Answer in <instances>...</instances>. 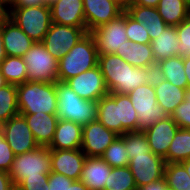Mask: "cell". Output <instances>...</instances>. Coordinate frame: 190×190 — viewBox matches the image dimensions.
<instances>
[{
  "label": "cell",
  "instance_id": "1",
  "mask_svg": "<svg viewBox=\"0 0 190 190\" xmlns=\"http://www.w3.org/2000/svg\"><path fill=\"white\" fill-rule=\"evenodd\" d=\"M98 66L109 93L129 94L155 75V67H134L114 53L98 55Z\"/></svg>",
  "mask_w": 190,
  "mask_h": 190
},
{
  "label": "cell",
  "instance_id": "2",
  "mask_svg": "<svg viewBox=\"0 0 190 190\" xmlns=\"http://www.w3.org/2000/svg\"><path fill=\"white\" fill-rule=\"evenodd\" d=\"M118 135L137 131V112L127 94L109 93L97 101V118Z\"/></svg>",
  "mask_w": 190,
  "mask_h": 190
},
{
  "label": "cell",
  "instance_id": "3",
  "mask_svg": "<svg viewBox=\"0 0 190 190\" xmlns=\"http://www.w3.org/2000/svg\"><path fill=\"white\" fill-rule=\"evenodd\" d=\"M17 103L19 114H56V82L27 81L17 85Z\"/></svg>",
  "mask_w": 190,
  "mask_h": 190
},
{
  "label": "cell",
  "instance_id": "4",
  "mask_svg": "<svg viewBox=\"0 0 190 190\" xmlns=\"http://www.w3.org/2000/svg\"><path fill=\"white\" fill-rule=\"evenodd\" d=\"M57 116L82 127L97 118V102L79 97L66 82L56 81Z\"/></svg>",
  "mask_w": 190,
  "mask_h": 190
},
{
  "label": "cell",
  "instance_id": "5",
  "mask_svg": "<svg viewBox=\"0 0 190 190\" xmlns=\"http://www.w3.org/2000/svg\"><path fill=\"white\" fill-rule=\"evenodd\" d=\"M98 65V51L94 37L87 33L58 61V81L65 82Z\"/></svg>",
  "mask_w": 190,
  "mask_h": 190
},
{
  "label": "cell",
  "instance_id": "6",
  "mask_svg": "<svg viewBox=\"0 0 190 190\" xmlns=\"http://www.w3.org/2000/svg\"><path fill=\"white\" fill-rule=\"evenodd\" d=\"M8 18L34 42H42L52 24L50 5L9 7Z\"/></svg>",
  "mask_w": 190,
  "mask_h": 190
},
{
  "label": "cell",
  "instance_id": "7",
  "mask_svg": "<svg viewBox=\"0 0 190 190\" xmlns=\"http://www.w3.org/2000/svg\"><path fill=\"white\" fill-rule=\"evenodd\" d=\"M127 95L130 97L132 106L137 112V131H144L152 124L169 116L157 103L153 80L133 89Z\"/></svg>",
  "mask_w": 190,
  "mask_h": 190
},
{
  "label": "cell",
  "instance_id": "8",
  "mask_svg": "<svg viewBox=\"0 0 190 190\" xmlns=\"http://www.w3.org/2000/svg\"><path fill=\"white\" fill-rule=\"evenodd\" d=\"M51 172V150L47 146L14 157L8 172L13 184L19 185L27 177H41Z\"/></svg>",
  "mask_w": 190,
  "mask_h": 190
},
{
  "label": "cell",
  "instance_id": "9",
  "mask_svg": "<svg viewBox=\"0 0 190 190\" xmlns=\"http://www.w3.org/2000/svg\"><path fill=\"white\" fill-rule=\"evenodd\" d=\"M23 60L27 66L28 81H58V60L47 51L42 42H35L23 55Z\"/></svg>",
  "mask_w": 190,
  "mask_h": 190
},
{
  "label": "cell",
  "instance_id": "10",
  "mask_svg": "<svg viewBox=\"0 0 190 190\" xmlns=\"http://www.w3.org/2000/svg\"><path fill=\"white\" fill-rule=\"evenodd\" d=\"M94 37L98 55L115 53L122 49L130 40L126 35L125 11L112 19L107 24H103L90 32Z\"/></svg>",
  "mask_w": 190,
  "mask_h": 190
},
{
  "label": "cell",
  "instance_id": "11",
  "mask_svg": "<svg viewBox=\"0 0 190 190\" xmlns=\"http://www.w3.org/2000/svg\"><path fill=\"white\" fill-rule=\"evenodd\" d=\"M87 33L86 28L52 23L42 43L47 51L59 61Z\"/></svg>",
  "mask_w": 190,
  "mask_h": 190
},
{
  "label": "cell",
  "instance_id": "12",
  "mask_svg": "<svg viewBox=\"0 0 190 190\" xmlns=\"http://www.w3.org/2000/svg\"><path fill=\"white\" fill-rule=\"evenodd\" d=\"M1 131L15 156L31 152L39 147L25 117L21 114L2 123Z\"/></svg>",
  "mask_w": 190,
  "mask_h": 190
},
{
  "label": "cell",
  "instance_id": "13",
  "mask_svg": "<svg viewBox=\"0 0 190 190\" xmlns=\"http://www.w3.org/2000/svg\"><path fill=\"white\" fill-rule=\"evenodd\" d=\"M65 82L79 97L86 100L97 102L101 97L109 94L98 65Z\"/></svg>",
  "mask_w": 190,
  "mask_h": 190
},
{
  "label": "cell",
  "instance_id": "14",
  "mask_svg": "<svg viewBox=\"0 0 190 190\" xmlns=\"http://www.w3.org/2000/svg\"><path fill=\"white\" fill-rule=\"evenodd\" d=\"M116 137L118 134L96 119L83 126L81 150L86 157H101Z\"/></svg>",
  "mask_w": 190,
  "mask_h": 190
},
{
  "label": "cell",
  "instance_id": "15",
  "mask_svg": "<svg viewBox=\"0 0 190 190\" xmlns=\"http://www.w3.org/2000/svg\"><path fill=\"white\" fill-rule=\"evenodd\" d=\"M165 165V159L151 151L145 155L134 156L128 166L138 188L164 178Z\"/></svg>",
  "mask_w": 190,
  "mask_h": 190
},
{
  "label": "cell",
  "instance_id": "16",
  "mask_svg": "<svg viewBox=\"0 0 190 190\" xmlns=\"http://www.w3.org/2000/svg\"><path fill=\"white\" fill-rule=\"evenodd\" d=\"M87 32L107 24L121 15L125 9L114 0H83Z\"/></svg>",
  "mask_w": 190,
  "mask_h": 190
},
{
  "label": "cell",
  "instance_id": "17",
  "mask_svg": "<svg viewBox=\"0 0 190 190\" xmlns=\"http://www.w3.org/2000/svg\"><path fill=\"white\" fill-rule=\"evenodd\" d=\"M86 155L79 149L51 150V172L80 180Z\"/></svg>",
  "mask_w": 190,
  "mask_h": 190
},
{
  "label": "cell",
  "instance_id": "18",
  "mask_svg": "<svg viewBox=\"0 0 190 190\" xmlns=\"http://www.w3.org/2000/svg\"><path fill=\"white\" fill-rule=\"evenodd\" d=\"M179 127L171 116L152 124L144 130L151 151L163 159L167 156L169 146Z\"/></svg>",
  "mask_w": 190,
  "mask_h": 190
},
{
  "label": "cell",
  "instance_id": "19",
  "mask_svg": "<svg viewBox=\"0 0 190 190\" xmlns=\"http://www.w3.org/2000/svg\"><path fill=\"white\" fill-rule=\"evenodd\" d=\"M50 8L52 23L86 28L83 0H56Z\"/></svg>",
  "mask_w": 190,
  "mask_h": 190
},
{
  "label": "cell",
  "instance_id": "20",
  "mask_svg": "<svg viewBox=\"0 0 190 190\" xmlns=\"http://www.w3.org/2000/svg\"><path fill=\"white\" fill-rule=\"evenodd\" d=\"M2 36L6 56L23 57L35 43L8 17L2 23Z\"/></svg>",
  "mask_w": 190,
  "mask_h": 190
},
{
  "label": "cell",
  "instance_id": "21",
  "mask_svg": "<svg viewBox=\"0 0 190 190\" xmlns=\"http://www.w3.org/2000/svg\"><path fill=\"white\" fill-rule=\"evenodd\" d=\"M25 117L31 132L39 146H49L53 141L56 125L58 122L57 114H47L38 112L35 114H21Z\"/></svg>",
  "mask_w": 190,
  "mask_h": 190
},
{
  "label": "cell",
  "instance_id": "22",
  "mask_svg": "<svg viewBox=\"0 0 190 190\" xmlns=\"http://www.w3.org/2000/svg\"><path fill=\"white\" fill-rule=\"evenodd\" d=\"M83 127L73 121L58 119L50 150L79 149L82 143Z\"/></svg>",
  "mask_w": 190,
  "mask_h": 190
},
{
  "label": "cell",
  "instance_id": "23",
  "mask_svg": "<svg viewBox=\"0 0 190 190\" xmlns=\"http://www.w3.org/2000/svg\"><path fill=\"white\" fill-rule=\"evenodd\" d=\"M111 169L101 157H86L80 180L89 190H105Z\"/></svg>",
  "mask_w": 190,
  "mask_h": 190
},
{
  "label": "cell",
  "instance_id": "24",
  "mask_svg": "<svg viewBox=\"0 0 190 190\" xmlns=\"http://www.w3.org/2000/svg\"><path fill=\"white\" fill-rule=\"evenodd\" d=\"M157 103L171 116L177 106L184 101L186 89L179 88L156 75L153 77Z\"/></svg>",
  "mask_w": 190,
  "mask_h": 190
},
{
  "label": "cell",
  "instance_id": "25",
  "mask_svg": "<svg viewBox=\"0 0 190 190\" xmlns=\"http://www.w3.org/2000/svg\"><path fill=\"white\" fill-rule=\"evenodd\" d=\"M125 12L135 21L140 22L149 33L151 41L157 37L168 25L158 13L155 7H143L139 5H128Z\"/></svg>",
  "mask_w": 190,
  "mask_h": 190
},
{
  "label": "cell",
  "instance_id": "26",
  "mask_svg": "<svg viewBox=\"0 0 190 190\" xmlns=\"http://www.w3.org/2000/svg\"><path fill=\"white\" fill-rule=\"evenodd\" d=\"M179 40L176 27L167 26L151 41L154 59L157 62L178 56Z\"/></svg>",
  "mask_w": 190,
  "mask_h": 190
},
{
  "label": "cell",
  "instance_id": "27",
  "mask_svg": "<svg viewBox=\"0 0 190 190\" xmlns=\"http://www.w3.org/2000/svg\"><path fill=\"white\" fill-rule=\"evenodd\" d=\"M155 75L179 88H188L187 76L184 72V57L174 56L157 62Z\"/></svg>",
  "mask_w": 190,
  "mask_h": 190
},
{
  "label": "cell",
  "instance_id": "28",
  "mask_svg": "<svg viewBox=\"0 0 190 190\" xmlns=\"http://www.w3.org/2000/svg\"><path fill=\"white\" fill-rule=\"evenodd\" d=\"M114 54L134 67H156L157 64L153 56L151 43L138 44L137 42H130V44H126L121 50H116Z\"/></svg>",
  "mask_w": 190,
  "mask_h": 190
},
{
  "label": "cell",
  "instance_id": "29",
  "mask_svg": "<svg viewBox=\"0 0 190 190\" xmlns=\"http://www.w3.org/2000/svg\"><path fill=\"white\" fill-rule=\"evenodd\" d=\"M156 8L168 26H178L190 15V3L186 0H160Z\"/></svg>",
  "mask_w": 190,
  "mask_h": 190
},
{
  "label": "cell",
  "instance_id": "30",
  "mask_svg": "<svg viewBox=\"0 0 190 190\" xmlns=\"http://www.w3.org/2000/svg\"><path fill=\"white\" fill-rule=\"evenodd\" d=\"M164 159L166 163H181L190 159V129H178Z\"/></svg>",
  "mask_w": 190,
  "mask_h": 190
},
{
  "label": "cell",
  "instance_id": "31",
  "mask_svg": "<svg viewBox=\"0 0 190 190\" xmlns=\"http://www.w3.org/2000/svg\"><path fill=\"white\" fill-rule=\"evenodd\" d=\"M27 66L23 57L6 56L0 70L8 84L19 85L28 81Z\"/></svg>",
  "mask_w": 190,
  "mask_h": 190
},
{
  "label": "cell",
  "instance_id": "32",
  "mask_svg": "<svg viewBox=\"0 0 190 190\" xmlns=\"http://www.w3.org/2000/svg\"><path fill=\"white\" fill-rule=\"evenodd\" d=\"M18 114L17 85L7 84L0 88V121L4 123Z\"/></svg>",
  "mask_w": 190,
  "mask_h": 190
},
{
  "label": "cell",
  "instance_id": "33",
  "mask_svg": "<svg viewBox=\"0 0 190 190\" xmlns=\"http://www.w3.org/2000/svg\"><path fill=\"white\" fill-rule=\"evenodd\" d=\"M137 186L129 166L112 168L105 182V190H136Z\"/></svg>",
  "mask_w": 190,
  "mask_h": 190
},
{
  "label": "cell",
  "instance_id": "34",
  "mask_svg": "<svg viewBox=\"0 0 190 190\" xmlns=\"http://www.w3.org/2000/svg\"><path fill=\"white\" fill-rule=\"evenodd\" d=\"M164 178L170 190H190V176L180 163H166Z\"/></svg>",
  "mask_w": 190,
  "mask_h": 190
},
{
  "label": "cell",
  "instance_id": "35",
  "mask_svg": "<svg viewBox=\"0 0 190 190\" xmlns=\"http://www.w3.org/2000/svg\"><path fill=\"white\" fill-rule=\"evenodd\" d=\"M101 158L112 168L125 167L130 163L124 139L118 135Z\"/></svg>",
  "mask_w": 190,
  "mask_h": 190
},
{
  "label": "cell",
  "instance_id": "36",
  "mask_svg": "<svg viewBox=\"0 0 190 190\" xmlns=\"http://www.w3.org/2000/svg\"><path fill=\"white\" fill-rule=\"evenodd\" d=\"M120 136L124 139L129 160L133 159L134 156L145 155L151 152L148 138L144 131L126 132Z\"/></svg>",
  "mask_w": 190,
  "mask_h": 190
},
{
  "label": "cell",
  "instance_id": "37",
  "mask_svg": "<svg viewBox=\"0 0 190 190\" xmlns=\"http://www.w3.org/2000/svg\"><path fill=\"white\" fill-rule=\"evenodd\" d=\"M125 26H126V35L128 40L138 44H150L151 39L149 33L145 27L140 23L132 19L125 12Z\"/></svg>",
  "mask_w": 190,
  "mask_h": 190
},
{
  "label": "cell",
  "instance_id": "38",
  "mask_svg": "<svg viewBox=\"0 0 190 190\" xmlns=\"http://www.w3.org/2000/svg\"><path fill=\"white\" fill-rule=\"evenodd\" d=\"M176 27L178 33V56H190V15Z\"/></svg>",
  "mask_w": 190,
  "mask_h": 190
},
{
  "label": "cell",
  "instance_id": "39",
  "mask_svg": "<svg viewBox=\"0 0 190 190\" xmlns=\"http://www.w3.org/2000/svg\"><path fill=\"white\" fill-rule=\"evenodd\" d=\"M14 153L0 131V171L9 172L14 161Z\"/></svg>",
  "mask_w": 190,
  "mask_h": 190
},
{
  "label": "cell",
  "instance_id": "40",
  "mask_svg": "<svg viewBox=\"0 0 190 190\" xmlns=\"http://www.w3.org/2000/svg\"><path fill=\"white\" fill-rule=\"evenodd\" d=\"M171 118L179 128L190 129V102H181L171 114Z\"/></svg>",
  "mask_w": 190,
  "mask_h": 190
},
{
  "label": "cell",
  "instance_id": "41",
  "mask_svg": "<svg viewBox=\"0 0 190 190\" xmlns=\"http://www.w3.org/2000/svg\"><path fill=\"white\" fill-rule=\"evenodd\" d=\"M49 174H41V177H27L18 186L21 190H47Z\"/></svg>",
  "mask_w": 190,
  "mask_h": 190
},
{
  "label": "cell",
  "instance_id": "42",
  "mask_svg": "<svg viewBox=\"0 0 190 190\" xmlns=\"http://www.w3.org/2000/svg\"><path fill=\"white\" fill-rule=\"evenodd\" d=\"M73 181L63 174L50 172L47 190H68V185H71Z\"/></svg>",
  "mask_w": 190,
  "mask_h": 190
},
{
  "label": "cell",
  "instance_id": "43",
  "mask_svg": "<svg viewBox=\"0 0 190 190\" xmlns=\"http://www.w3.org/2000/svg\"><path fill=\"white\" fill-rule=\"evenodd\" d=\"M46 5L43 0H11L10 7H31Z\"/></svg>",
  "mask_w": 190,
  "mask_h": 190
},
{
  "label": "cell",
  "instance_id": "44",
  "mask_svg": "<svg viewBox=\"0 0 190 190\" xmlns=\"http://www.w3.org/2000/svg\"><path fill=\"white\" fill-rule=\"evenodd\" d=\"M167 184L165 178H162L158 181L145 184L141 187H138L136 190H167Z\"/></svg>",
  "mask_w": 190,
  "mask_h": 190
},
{
  "label": "cell",
  "instance_id": "45",
  "mask_svg": "<svg viewBox=\"0 0 190 190\" xmlns=\"http://www.w3.org/2000/svg\"><path fill=\"white\" fill-rule=\"evenodd\" d=\"M13 186L8 172L0 171V190H9Z\"/></svg>",
  "mask_w": 190,
  "mask_h": 190
},
{
  "label": "cell",
  "instance_id": "46",
  "mask_svg": "<svg viewBox=\"0 0 190 190\" xmlns=\"http://www.w3.org/2000/svg\"><path fill=\"white\" fill-rule=\"evenodd\" d=\"M160 0H131L129 5H139L143 7H157Z\"/></svg>",
  "mask_w": 190,
  "mask_h": 190
},
{
  "label": "cell",
  "instance_id": "47",
  "mask_svg": "<svg viewBox=\"0 0 190 190\" xmlns=\"http://www.w3.org/2000/svg\"><path fill=\"white\" fill-rule=\"evenodd\" d=\"M68 190H89V188L81 180H76L68 185Z\"/></svg>",
  "mask_w": 190,
  "mask_h": 190
},
{
  "label": "cell",
  "instance_id": "48",
  "mask_svg": "<svg viewBox=\"0 0 190 190\" xmlns=\"http://www.w3.org/2000/svg\"><path fill=\"white\" fill-rule=\"evenodd\" d=\"M184 72L187 76L188 88H190V56H184Z\"/></svg>",
  "mask_w": 190,
  "mask_h": 190
},
{
  "label": "cell",
  "instance_id": "49",
  "mask_svg": "<svg viewBox=\"0 0 190 190\" xmlns=\"http://www.w3.org/2000/svg\"><path fill=\"white\" fill-rule=\"evenodd\" d=\"M6 58L4 50L3 36H2V25L0 26V63Z\"/></svg>",
  "mask_w": 190,
  "mask_h": 190
},
{
  "label": "cell",
  "instance_id": "50",
  "mask_svg": "<svg viewBox=\"0 0 190 190\" xmlns=\"http://www.w3.org/2000/svg\"><path fill=\"white\" fill-rule=\"evenodd\" d=\"M7 17L8 13L2 7H0V26Z\"/></svg>",
  "mask_w": 190,
  "mask_h": 190
},
{
  "label": "cell",
  "instance_id": "51",
  "mask_svg": "<svg viewBox=\"0 0 190 190\" xmlns=\"http://www.w3.org/2000/svg\"><path fill=\"white\" fill-rule=\"evenodd\" d=\"M11 0H0V7H2L8 13V7H10Z\"/></svg>",
  "mask_w": 190,
  "mask_h": 190
},
{
  "label": "cell",
  "instance_id": "52",
  "mask_svg": "<svg viewBox=\"0 0 190 190\" xmlns=\"http://www.w3.org/2000/svg\"><path fill=\"white\" fill-rule=\"evenodd\" d=\"M180 164L186 169L187 173L190 176V159L182 161Z\"/></svg>",
  "mask_w": 190,
  "mask_h": 190
},
{
  "label": "cell",
  "instance_id": "53",
  "mask_svg": "<svg viewBox=\"0 0 190 190\" xmlns=\"http://www.w3.org/2000/svg\"><path fill=\"white\" fill-rule=\"evenodd\" d=\"M119 3L124 9L130 4L131 0H114Z\"/></svg>",
  "mask_w": 190,
  "mask_h": 190
},
{
  "label": "cell",
  "instance_id": "54",
  "mask_svg": "<svg viewBox=\"0 0 190 190\" xmlns=\"http://www.w3.org/2000/svg\"><path fill=\"white\" fill-rule=\"evenodd\" d=\"M7 81L4 78V75L2 74L1 70H0V88L4 87L5 85H7Z\"/></svg>",
  "mask_w": 190,
  "mask_h": 190
},
{
  "label": "cell",
  "instance_id": "55",
  "mask_svg": "<svg viewBox=\"0 0 190 190\" xmlns=\"http://www.w3.org/2000/svg\"><path fill=\"white\" fill-rule=\"evenodd\" d=\"M184 100L190 102V88L186 89Z\"/></svg>",
  "mask_w": 190,
  "mask_h": 190
},
{
  "label": "cell",
  "instance_id": "56",
  "mask_svg": "<svg viewBox=\"0 0 190 190\" xmlns=\"http://www.w3.org/2000/svg\"><path fill=\"white\" fill-rule=\"evenodd\" d=\"M9 190H21L18 185L13 184V186Z\"/></svg>",
  "mask_w": 190,
  "mask_h": 190
},
{
  "label": "cell",
  "instance_id": "57",
  "mask_svg": "<svg viewBox=\"0 0 190 190\" xmlns=\"http://www.w3.org/2000/svg\"><path fill=\"white\" fill-rule=\"evenodd\" d=\"M45 4L47 5H51L53 2H55L56 0H43Z\"/></svg>",
  "mask_w": 190,
  "mask_h": 190
},
{
  "label": "cell",
  "instance_id": "58",
  "mask_svg": "<svg viewBox=\"0 0 190 190\" xmlns=\"http://www.w3.org/2000/svg\"><path fill=\"white\" fill-rule=\"evenodd\" d=\"M1 129H2V122L0 121V131H1Z\"/></svg>",
  "mask_w": 190,
  "mask_h": 190
}]
</instances>
